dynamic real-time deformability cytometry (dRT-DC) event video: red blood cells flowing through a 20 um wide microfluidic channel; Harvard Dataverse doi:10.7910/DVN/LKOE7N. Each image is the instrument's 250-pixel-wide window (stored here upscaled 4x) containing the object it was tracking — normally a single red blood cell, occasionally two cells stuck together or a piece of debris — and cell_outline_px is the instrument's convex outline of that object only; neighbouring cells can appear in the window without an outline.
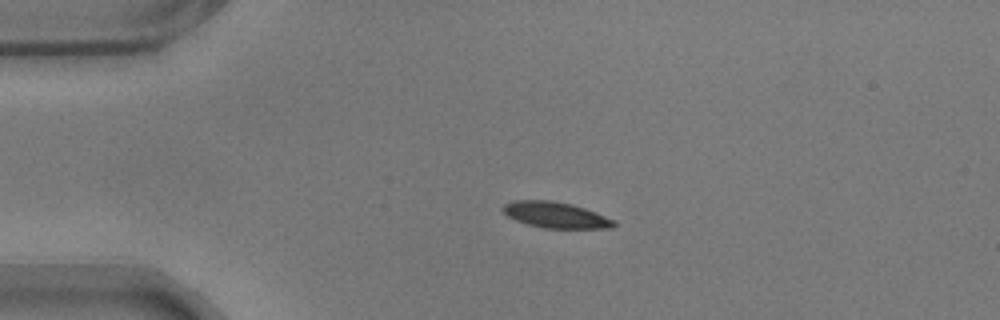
{"species": "common noctule bat (a hibernating species)", "species_latin": "Nyctalus noctula", "temperature_condition": "warm", "stored_images_in_passage": 45, "camera_frame_rate_fps": 3000, "um_per_image_px": 0.085, "animal": {"sex": "male", "body_mass_g": 17.9}, "frame": {"image": 1, "passage_image": 1, "time_ms": 0.0, "image_size_px": [1000, 320], "cell_outline_px": [[616, 224], [612, 228], [544, 228], [528, 224], [516, 220], [508, 216], [500, 208], [504, 204], [512, 200], [552, 200], [572, 204], [596, 212], [616, 220]], "centroid_in_image_um": [47.23, 18.26], "position_along_channel_um": 37.8, "area_um2": 16.88}}
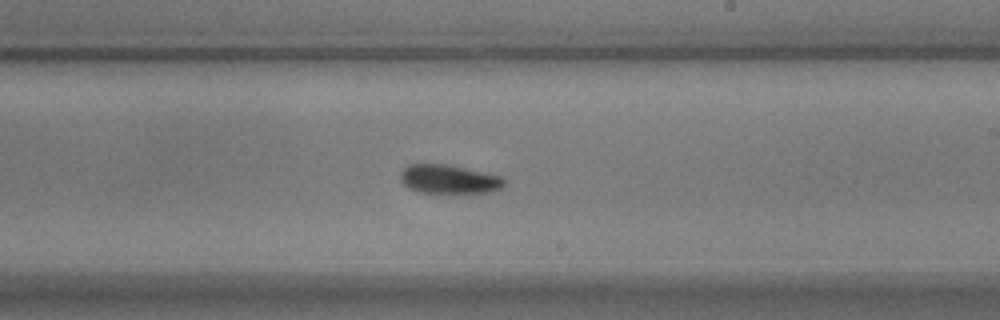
{"frame": {"image": 2, "passage_image": 22, "time_ms": 7.0, "image_size_px": [1000, 320], "cell_outline_px": [[504, 184], [500, 188], [492, 192], [420, 192], [408, 188], [400, 180], [400, 172], [408, 164], [452, 164], [500, 176], [504, 180]], "centroid_in_image_um": [38.13, 15.21], "position_along_channel_um": 250.9, "area_um2": 17.4}}
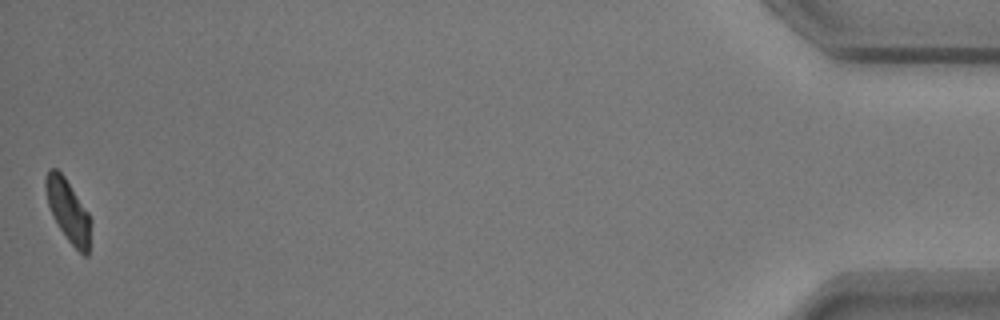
{"frame": {"image": 3, "passage_image": 45, "time_ms": 14.667, "image_size_px": [1000, 320], "cell_outline_px": [[92, 224], [88, 256], [84, 256], [68, 240], [60, 228], [48, 204], [44, 188], [44, 180], [48, 168], [56, 168], [64, 176], [88, 212], [92, 220]], "centroid_in_image_um": [5.81, 17.9], "position_along_channel_um": 429.4, "area_um2": 16.36}, "authors_computed_cell_mechanics": {"area_um2": 17.5134, "velocity_mm_per_s": 3.5309, "shape_relaxation_time_tau1_ms": 3.0077, "shape_relaxation_time_tau2_ms": 10.6996, "deformation_change_tau1": 0.1051, "deformation_change_tau2": 0.1422}}